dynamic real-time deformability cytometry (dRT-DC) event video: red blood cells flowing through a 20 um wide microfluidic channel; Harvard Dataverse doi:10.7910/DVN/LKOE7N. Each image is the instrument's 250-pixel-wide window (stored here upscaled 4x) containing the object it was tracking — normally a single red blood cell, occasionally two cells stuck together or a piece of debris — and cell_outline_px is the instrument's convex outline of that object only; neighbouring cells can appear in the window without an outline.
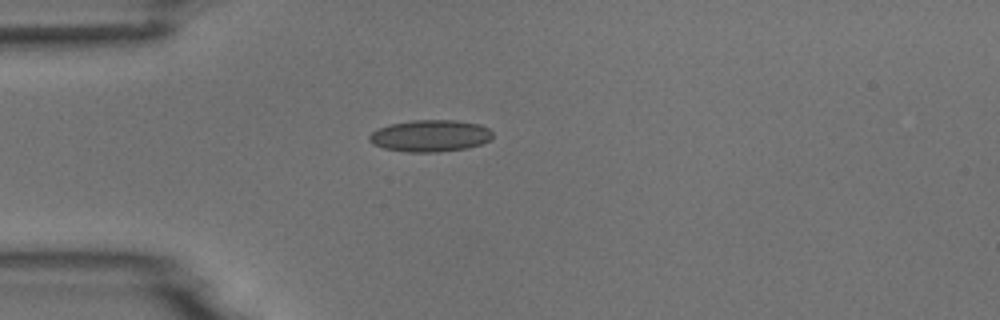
{"species": "common noctule bat (a hibernating species)", "species_latin": "Nyctalus noctula", "temperature_condition": "room temperature", "stored_images_in_passage": 1, "camera_frame_rate_fps": 3000, "um_per_image_px": 0.085, "animal": {"sex": "male", "body_mass_g": 18.8}, "frame": {"image": 1, "passage_image": 1, "time_ms": 0.0, "image_size_px": [1000, 320], "cell_outline_px": [[492, 136], [488, 140], [480, 144], [468, 148], [436, 152], [408, 152], [384, 148], [372, 144], [368, 140], [368, 136], [372, 132], [388, 124], [412, 120], [456, 120], [480, 124], [488, 128], [492, 132]], "centroid_in_image_um": [36.55, 11.54], "position_along_channel_um": 48.5, "area_um2": 22.89}}